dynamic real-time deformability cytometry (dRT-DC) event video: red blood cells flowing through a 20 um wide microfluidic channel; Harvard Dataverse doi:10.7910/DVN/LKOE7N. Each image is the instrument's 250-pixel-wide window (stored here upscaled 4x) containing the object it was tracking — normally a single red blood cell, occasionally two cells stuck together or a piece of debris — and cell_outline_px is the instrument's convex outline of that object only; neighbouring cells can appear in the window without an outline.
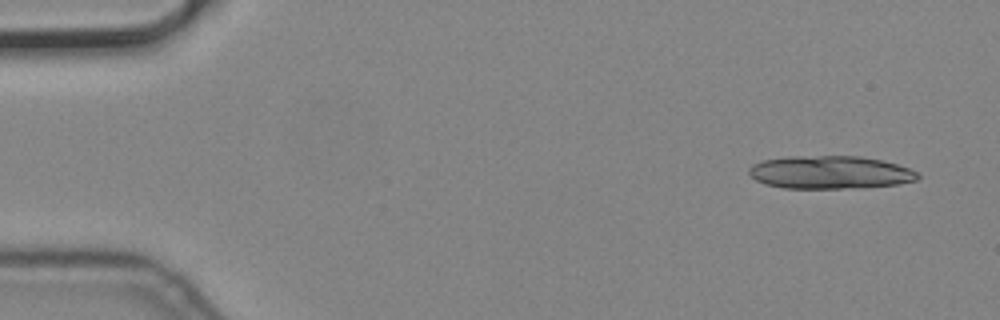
{"species": "common noctule bat (a hibernating species)", "species_latin": "Nyctalus noctula", "temperature_condition": "cold", "stored_images_in_passage": 6, "camera_frame_rate_fps": 3000, "um_per_image_px": 0.085, "animal": {"sex": "male", "body_mass_g": 19.2, "forearm_length_mm": 51.8}, "frame": {"image": 1, "passage_image": 1, "time_ms": 0.0, "image_size_px": [1000, 320], "cell_outline_px": [[920, 176], [916, 180], [900, 184], [864, 188], [784, 188], [764, 184], [756, 180], [748, 172], [748, 168], [752, 164], [764, 160], [788, 156], [860, 156], [884, 160], [920, 172]], "centroid_in_image_um": [70.58, 14.65], "position_along_channel_um": 14.4, "area_um2": 32.83}}
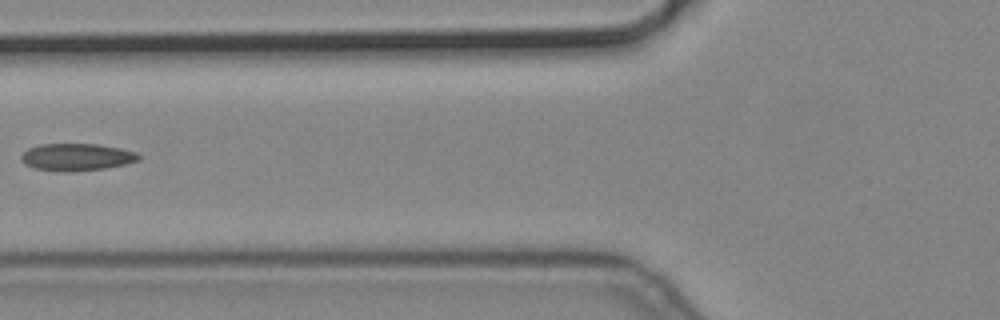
{"frame": {"image": 2, "passage_image": 5, "time_ms": 1.333, "image_size_px": [1000, 320], "cell_outline_px": [[140, 160], [124, 164], [104, 168], [68, 172], [64, 172], [36, 168], [24, 164], [20, 160], [20, 156], [28, 148], [40, 144], [96, 144], [120, 148], [136, 152], [140, 156]], "centroid_in_image_um": [6.49, 13.35], "position_along_channel_um": 119.3, "area_um2": 18.55}}
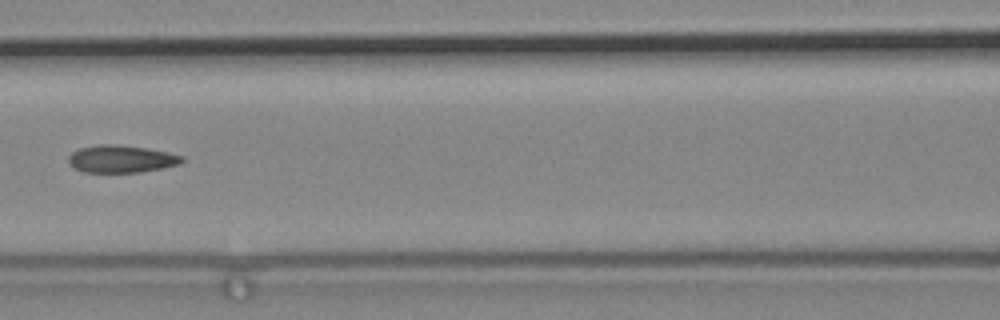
{"frame": {"image": 3, "passage_image": 6, "time_ms": 1.667, "image_size_px": [1000, 320], "cell_outline_px": [[184, 160], [180, 164], [140, 172], [84, 172], [72, 168], [68, 160], [68, 156], [72, 152], [80, 148], [100, 144], [116, 144], [144, 148], [168, 152], [184, 156]], "centroid_in_image_um": [10.28, 13.51], "position_along_channel_um": 156.3, "area_um2": 18.09}}